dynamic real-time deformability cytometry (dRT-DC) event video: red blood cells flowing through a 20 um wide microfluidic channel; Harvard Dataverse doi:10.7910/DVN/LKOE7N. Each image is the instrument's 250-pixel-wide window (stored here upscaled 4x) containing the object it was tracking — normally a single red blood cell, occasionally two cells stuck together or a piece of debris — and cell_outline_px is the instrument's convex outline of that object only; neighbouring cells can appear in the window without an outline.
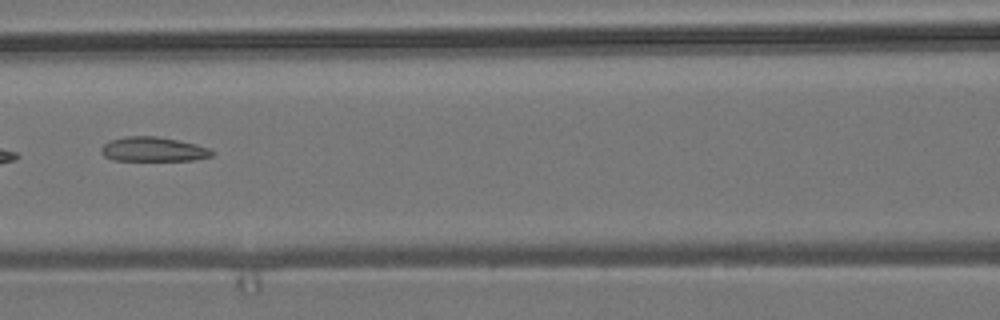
{"species": "common noctule bat (a hibernating species)", "species_latin": "Nyctalus noctula", "temperature_condition": "room temperature", "stored_images_in_passage": 6, "camera_frame_rate_fps": 3000, "um_per_image_px": 0.085, "animal": {"sex": "male", "body_mass_g": 19.2, "forearm_length_mm": 51.8}, "frame": {"image": 1, "passage_image": 6, "time_ms": 1.667, "image_size_px": [1000, 320], "cell_outline_px": [[216, 152], [212, 156], [192, 160], [112, 160], [104, 156], [100, 152], [100, 148], [108, 140], [124, 136], [156, 136], [196, 144], [208, 148]], "centroid_in_image_um": [12.98, 12.68], "position_along_channel_um": 153.6, "area_um2": 15.84}}